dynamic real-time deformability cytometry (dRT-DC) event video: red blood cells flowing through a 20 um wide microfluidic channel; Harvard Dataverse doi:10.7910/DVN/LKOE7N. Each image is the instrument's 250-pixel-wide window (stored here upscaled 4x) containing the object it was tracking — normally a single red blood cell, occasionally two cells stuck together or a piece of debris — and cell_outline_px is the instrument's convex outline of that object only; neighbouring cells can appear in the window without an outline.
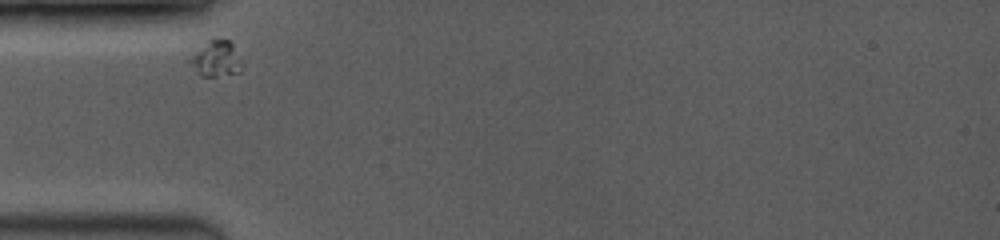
{"species": "common noctule bat (a hibernating species)", "species_latin": "Nyctalus noctula", "temperature_condition": "room temperature", "stored_images_in_passage": 34, "camera_frame_rate_fps": 3500, "um_per_image_px": 0.085, "animal": {"sex": "female", "body_mass_g": 19.0, "forearm_length_mm": 53.3}, "frame": {"image": 1, "passage_image": 1, "time_ms": 0.0, "image_size_px": [1000, 240], "cell_outline_px": [[240, 72], [216, 76], [200, 76], [196, 72], [188, 60], [188, 56], [212, 36], [216, 36], [228, 40], [232, 44], [240, 64]], "centroid_in_image_um": [18.27, 4.95], "position_along_channel_um": 66.7, "area_um2": 10.92}}
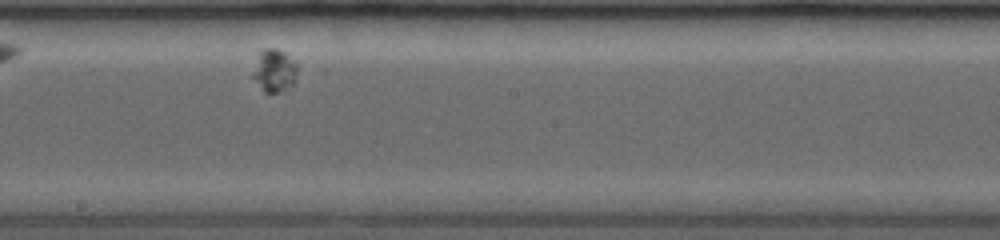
{"frame": {"image": 2, "passage_image": 15, "time_ms": 4.571, "image_size_px": [1000, 240], "cell_outline_px": [[296, 80], [292, 84], [280, 92], [264, 92], [248, 76], [260, 52], [264, 48], [276, 48], [284, 52], [296, 60]], "centroid_in_image_um": [23.26, 6.0], "position_along_channel_um": 224.9, "area_um2": 11.44}}
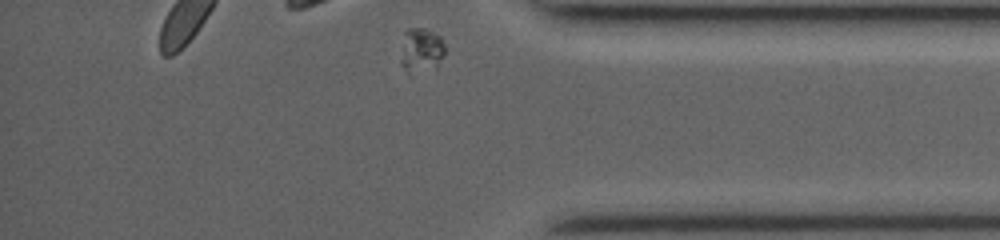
{"frame": {"image": 3, "passage_image": 34, "time_ms": 9.429, "image_size_px": [1000, 240], "cell_outline_px": [[444, 56], [436, 68], [408, 76], [400, 64], [400, 60], [404, 32], [408, 28], [424, 28], [440, 36], [444, 44]], "centroid_in_image_um": [35.77, 4.32], "position_along_channel_um": 399.4, "area_um2": 11.91}}